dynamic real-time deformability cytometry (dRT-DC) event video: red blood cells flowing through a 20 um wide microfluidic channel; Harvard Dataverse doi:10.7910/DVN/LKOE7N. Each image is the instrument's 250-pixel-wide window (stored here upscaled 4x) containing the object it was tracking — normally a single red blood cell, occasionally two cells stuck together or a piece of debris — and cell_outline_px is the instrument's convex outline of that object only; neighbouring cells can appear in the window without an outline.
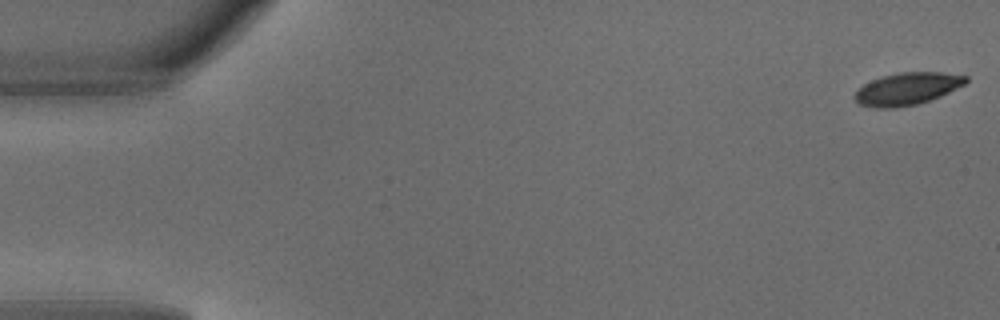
{"species": "common noctule bat (a hibernating species)", "species_latin": "Nyctalus noctula", "temperature_condition": "warm", "stored_images_in_passage": 6, "camera_frame_rate_fps": 3000, "um_per_image_px": 0.085, "animal": {"sex": "male", "body_mass_g": 18.8}, "frame": {"image": 1, "passage_image": 1, "time_ms": 0.0, "image_size_px": [1000, 320], "cell_outline_px": [[968, 80], [964, 84], [940, 96], [916, 104], [896, 108], [876, 108], [860, 104], [852, 96], [856, 88], [872, 80], [884, 76], [900, 72], [940, 72], [968, 76]], "centroid_in_image_um": [77.07, 7.55], "position_along_channel_um": 7.9, "area_um2": 20.81}}
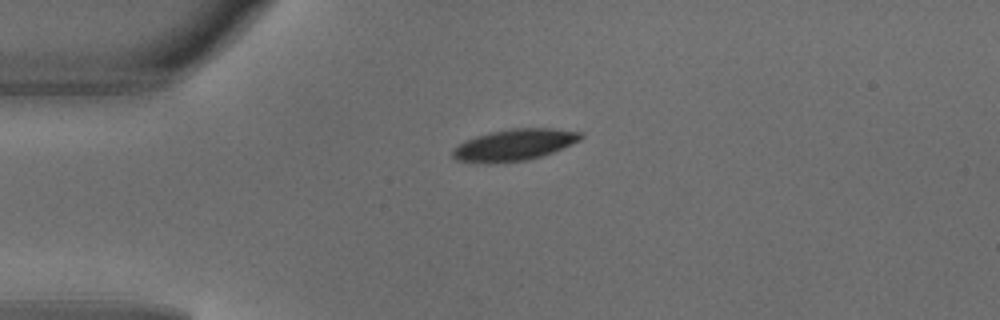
{"frame": {"image": 2, "passage_image": 4, "time_ms": 1.0, "image_size_px": [1000, 320], "cell_outline_px": [[584, 136], [580, 140], [572, 144], [552, 152], [528, 160], [456, 160], [452, 156], [452, 148], [464, 140], [488, 132], [512, 128], [552, 128], [584, 132]], "centroid_in_image_um": [43.78, 12.25], "position_along_channel_um": 41.2, "area_um2": 22.77}}
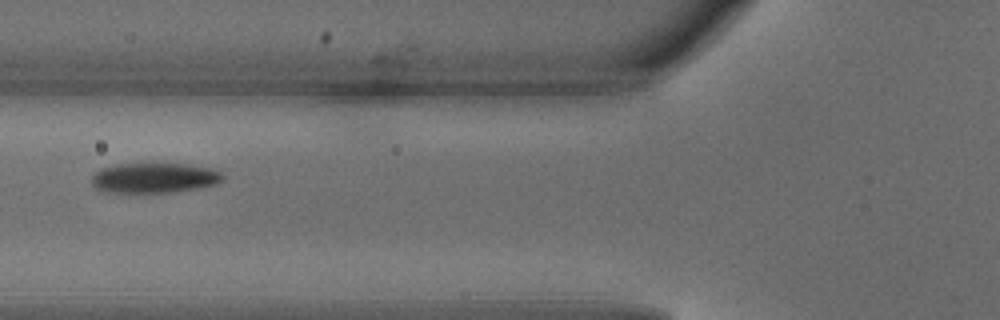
{"frame": {"image": 3, "passage_image": 6, "time_ms": 1.667, "image_size_px": [1000, 320], "cell_outline_px": [[224, 176], [216, 184], [196, 188], [168, 192], [108, 192], [96, 188], [92, 184], [92, 176], [100, 168], [116, 164], [188, 164], [216, 168]], "centroid_in_image_um": [13.12, 15.1], "position_along_channel_um": 112.7, "area_um2": 22.83}}